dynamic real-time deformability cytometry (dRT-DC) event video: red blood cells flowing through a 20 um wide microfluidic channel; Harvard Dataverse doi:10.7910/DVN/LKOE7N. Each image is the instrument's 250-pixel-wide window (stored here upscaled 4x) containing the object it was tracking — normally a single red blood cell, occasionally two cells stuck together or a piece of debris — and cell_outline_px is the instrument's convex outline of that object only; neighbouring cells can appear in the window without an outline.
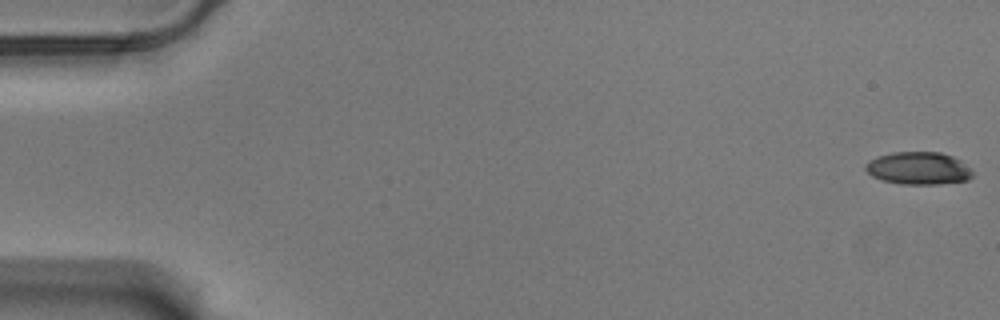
{"species": "Egyptian fruit bat (a non-hibernating species)", "species_latin": "Rousettus aegyptiacus", "temperature_condition": "warm", "stored_images_in_passage": 58, "camera_frame_rate_fps": 3000, "um_per_image_px": 0.085, "animal": {"sex": "male"}, "frame": {"image": 1, "passage_image": 1, "time_ms": 0.0, "image_size_px": [1000, 320], "cell_outline_px": [[972, 176], [968, 180], [936, 184], [900, 184], [884, 180], [872, 176], [864, 168], [864, 164], [868, 160], [876, 156], [892, 152], [940, 152], [952, 156], [960, 160], [972, 168]], "centroid_in_image_um": [78.05, 14.29], "position_along_channel_um": 6.9, "area_um2": 20.46}}
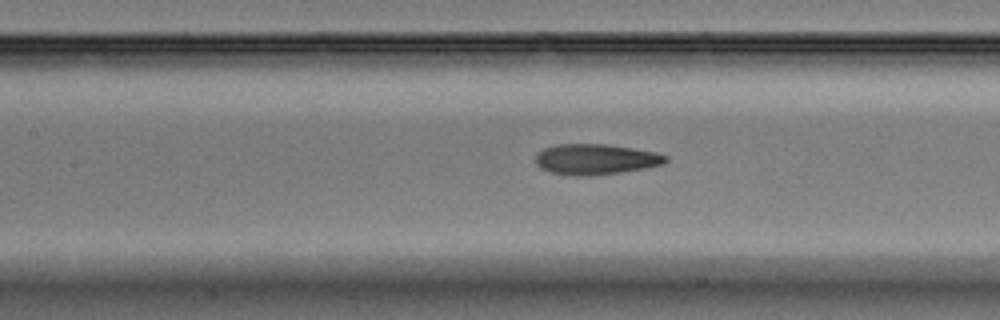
{"frame": {"image": 2, "passage_image": 27, "time_ms": 8.667, "image_size_px": [1000, 320], "cell_outline_px": [[668, 160], [664, 164], [644, 168], [620, 172], [592, 176], [576, 176], [552, 172], [540, 168], [536, 164], [536, 152], [544, 148], [556, 144], [604, 144], [632, 148], [652, 152], [668, 156]], "centroid_in_image_um": [50.6, 13.54], "position_along_channel_um": 156.8, "area_um2": 23.12}}
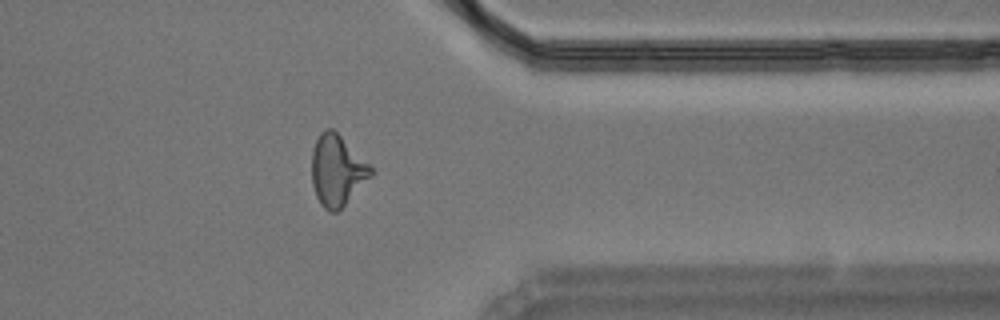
{"frame": {"image": 3, "passage_image": 47, "time_ms": 15.333, "image_size_px": [1000, 320], "cell_outline_px": [[376, 172], [336, 212], [328, 212], [320, 204], [316, 196], [312, 184], [312, 148], [320, 132], [324, 128], [332, 128]], "centroid_in_image_um": [28.62, 14.49], "position_along_channel_um": 382.8, "area_um2": 24.1}, "authors_computed_cell_mechanics": {"area_um2": 23.0333, "velocity_mm_per_s": 3.5194, "shape_relaxation_time_tau1_ms": 4.9836, "shape_relaxation_time_tau2_ms": 2.2294, "deformation_change_tau1": 0.1915, "deformation_change_tau2": 0.107}}